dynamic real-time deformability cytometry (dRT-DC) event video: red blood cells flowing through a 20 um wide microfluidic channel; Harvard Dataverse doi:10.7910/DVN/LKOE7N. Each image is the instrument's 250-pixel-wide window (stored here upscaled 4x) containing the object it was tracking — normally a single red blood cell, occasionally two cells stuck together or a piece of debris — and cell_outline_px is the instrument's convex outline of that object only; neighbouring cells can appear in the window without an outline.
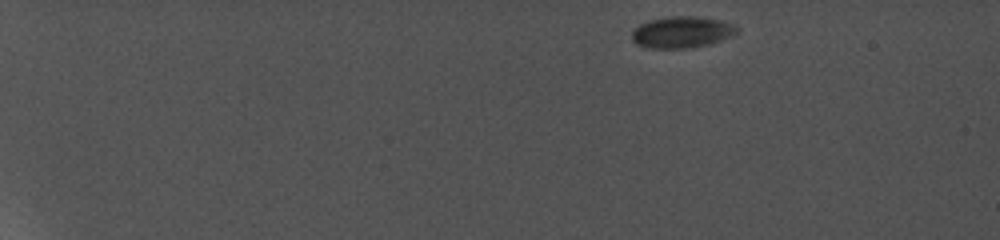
{"species": "common noctule bat (a hibernating species)", "species_latin": "Nyctalus noctula", "temperature_condition": "cold", "stored_images_in_passage": 7, "camera_frame_rate_fps": 5000, "um_per_image_px": 0.085, "animal": {"sex": "female", "body_mass_g": 19.0, "forearm_length_mm": 56.7}, "frame": {"image": 1, "passage_image": 1, "time_ms": 0.0, "image_size_px": [1000, 240], "cell_outline_px": [[740, 32], [720, 40], [708, 44], [688, 48], [648, 48], [636, 44], [632, 40], [632, 32], [640, 24], [648, 20], [668, 16], [696, 16], [720, 20], [736, 24], [740, 28]], "centroid_in_image_um": [57.98, 2.72], "position_along_channel_um": 27.0, "area_um2": 19.42}}
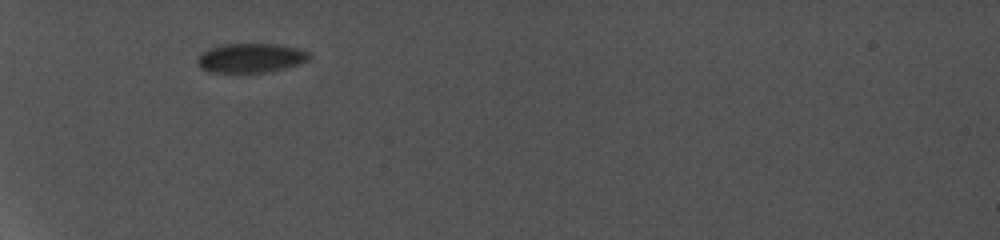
{"frame": {"image": 2, "passage_image": 5, "time_ms": 4.4, "image_size_px": [1000, 240], "cell_outline_px": [[312, 56], [308, 60], [300, 64], [268, 72], [208, 72], [200, 68], [196, 60], [200, 52], [208, 48], [224, 44], [280, 44], [300, 48], [312, 52]], "centroid_in_image_um": [21.34, 4.92], "position_along_channel_um": 63.7, "area_um2": 19.48}}
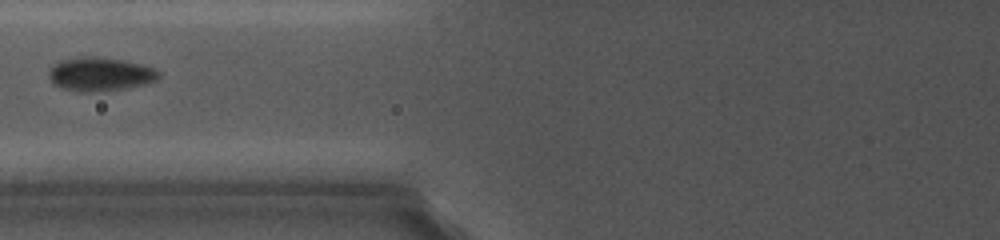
{"frame": {"image": 3, "passage_image": 7, "time_ms": 6.4, "image_size_px": [1000, 240], "cell_outline_px": [[160, 72], [152, 80], [136, 84], [116, 88], [64, 88], [56, 84], [48, 76], [48, 68], [60, 60], [76, 56], [92, 56], [124, 60], [144, 64], [156, 68]], "centroid_in_image_um": [8.45, 6.19], "position_along_channel_um": 117.3, "area_um2": 20.11}}